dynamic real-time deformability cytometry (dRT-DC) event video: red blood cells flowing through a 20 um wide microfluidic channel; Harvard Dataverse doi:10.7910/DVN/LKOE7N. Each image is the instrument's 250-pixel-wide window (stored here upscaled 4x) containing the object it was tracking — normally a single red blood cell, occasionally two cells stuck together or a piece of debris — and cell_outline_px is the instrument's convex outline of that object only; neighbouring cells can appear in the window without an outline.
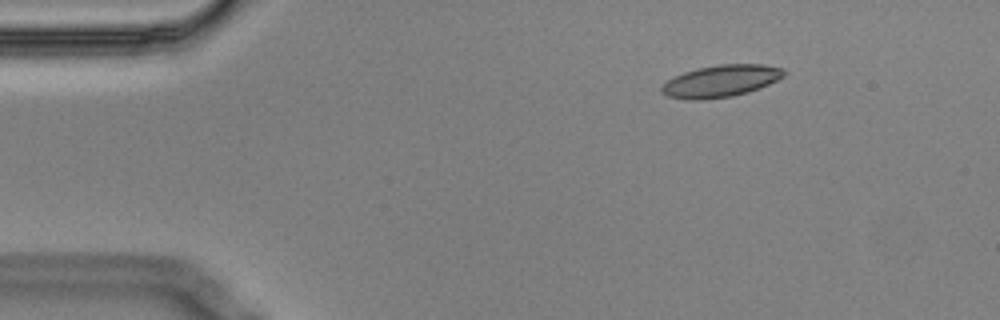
{"species": "Egyptian fruit bat (a non-hibernating species)", "species_latin": "Rousettus aegyptiacus", "temperature_condition": "cold", "stored_images_in_passage": 3, "camera_frame_rate_fps": 3000, "um_per_image_px": 0.085, "animal": {"sex": "male"}, "frame": {"image": 1, "passage_image": 1, "time_ms": 0.0, "image_size_px": [1000, 320], "cell_outline_px": [[788, 72], [784, 76], [760, 88], [748, 92], [732, 96], [700, 100], [688, 100], [668, 96], [660, 92], [660, 88], [668, 80], [684, 72], [700, 68], [720, 64], [764, 64], [784, 68]], "centroid_in_image_um": [61.3, 6.89], "position_along_channel_um": 23.7, "area_um2": 22.77}}